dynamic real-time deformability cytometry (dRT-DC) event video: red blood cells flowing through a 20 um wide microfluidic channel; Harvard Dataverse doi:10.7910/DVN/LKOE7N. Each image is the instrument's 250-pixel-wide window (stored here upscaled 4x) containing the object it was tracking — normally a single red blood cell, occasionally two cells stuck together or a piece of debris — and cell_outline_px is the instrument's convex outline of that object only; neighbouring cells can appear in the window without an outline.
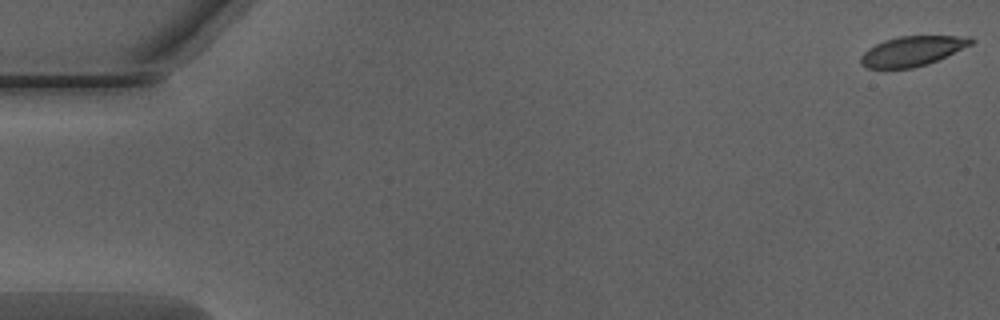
{"species": "Egyptian fruit bat (a non-hibernating species)", "species_latin": "Rousettus aegyptiacus", "temperature_condition": "warm", "stored_images_in_passage": 7, "camera_frame_rate_fps": 3000, "um_per_image_px": 0.085, "animal": {"sex": "male"}, "frame": {"image": 1, "passage_image": 1, "time_ms": 0.0, "image_size_px": [1000, 320], "cell_outline_px": [[976, 40], [972, 44], [928, 64], [912, 68], [868, 68], [860, 64], [860, 56], [868, 48], [884, 40], [900, 36], [972, 36]], "centroid_in_image_um": [77.55, 4.33], "position_along_channel_um": 7.5, "area_um2": 19.13}}